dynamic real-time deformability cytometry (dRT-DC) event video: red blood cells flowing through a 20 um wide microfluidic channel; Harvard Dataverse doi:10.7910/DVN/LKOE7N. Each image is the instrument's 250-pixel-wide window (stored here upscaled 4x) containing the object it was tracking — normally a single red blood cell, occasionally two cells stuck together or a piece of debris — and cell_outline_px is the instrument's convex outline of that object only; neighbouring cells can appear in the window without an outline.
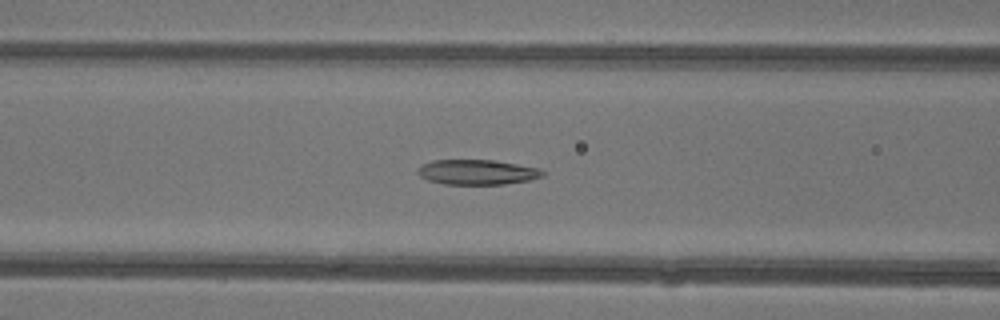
{"species": "common noctule bat (a hibernating species)", "species_latin": "Nyctalus noctula", "temperature_condition": "warm", "stored_images_in_passage": 39, "camera_frame_rate_fps": 3000, "um_per_image_px": 0.085, "animal": {"sex": "female"}, "frame": {"image": 1, "passage_image": 12, "time_ms": 3.667, "image_size_px": [1000, 320], "cell_outline_px": [[544, 176], [528, 180], [504, 184], [444, 184], [428, 180], [420, 176], [416, 172], [424, 164], [432, 160], [492, 160], [540, 168], [544, 172]], "centroid_in_image_um": [40.57, 14.63], "position_along_channel_um": 126.0, "area_um2": 18.03}}
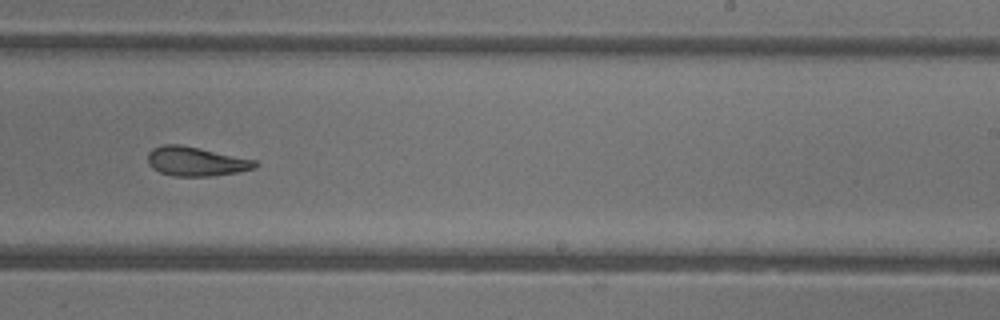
{"frame": {"image": 2, "passage_image": 22, "time_ms": 7.0, "image_size_px": [1000, 320], "cell_outline_px": [[260, 164], [256, 168], [236, 172], [212, 176], [172, 176], [160, 172], [152, 168], [148, 164], [148, 152], [152, 148], [160, 144], [180, 144], [200, 148], [256, 160]], "centroid_in_image_um": [16.64, 13.71], "position_along_channel_um": 272.4, "area_um2": 18.44}}
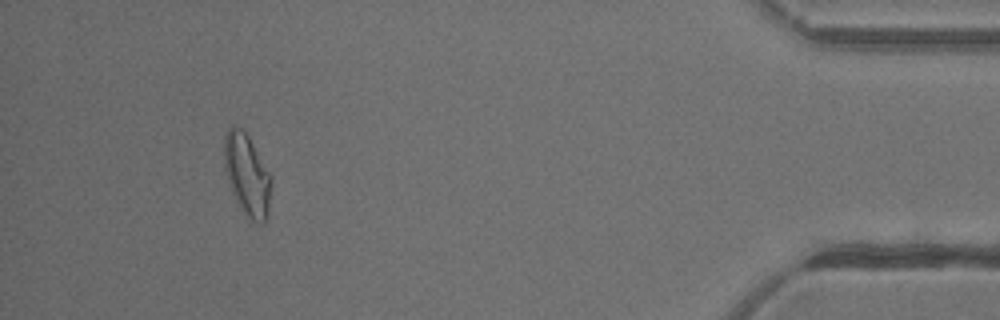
{"frame": {"image": 3, "passage_image": 36, "time_ms": 11.667, "image_size_px": [1000, 320], "cell_outline_px": [[272, 180], [268, 216], [264, 224], [260, 224], [252, 220], [244, 212], [236, 200], [232, 192], [224, 168], [224, 136], [228, 128], [232, 124], [240, 128], [248, 136], [272, 176]], "centroid_in_image_um": [21.01, 14.86], "position_along_channel_um": 414.2, "area_um2": 22.43}, "authors_computed_cell_mechanics": {"area_um2": 19.4208, "velocity_mm_per_s": 4.3975, "shape_relaxation_time_tau1_ms": 5.8079, "shape_relaxation_time_tau2_ms": 2.4933, "deformation_change_tau1": 0.1788, "deformation_change_tau2": 0.1072}}